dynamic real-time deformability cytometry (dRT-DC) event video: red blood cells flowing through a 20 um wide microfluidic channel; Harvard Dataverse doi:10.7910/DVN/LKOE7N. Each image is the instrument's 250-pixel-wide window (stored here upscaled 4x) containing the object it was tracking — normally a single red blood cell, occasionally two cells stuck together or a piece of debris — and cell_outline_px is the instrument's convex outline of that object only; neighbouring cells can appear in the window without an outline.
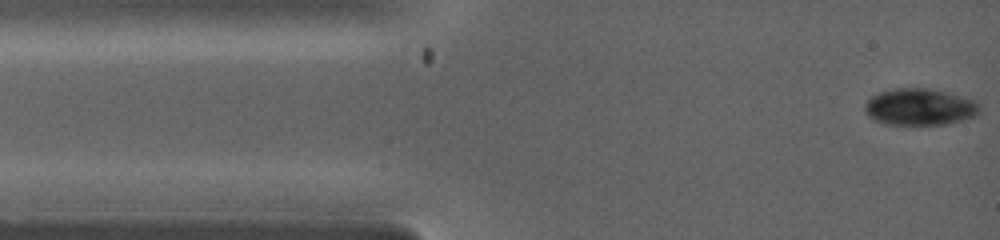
{"species": "common noctule bat (a hibernating species)", "species_latin": "Nyctalus noctula", "temperature_condition": "warm", "stored_images_in_passage": 10, "camera_frame_rate_fps": 5000, "um_per_image_px": 0.085, "animal": {"sex": "female", "body_mass_g": 19.0, "forearm_length_mm": 53.3}, "frame": {"image": 1, "passage_image": 1, "time_ms": 0.0, "image_size_px": [1000, 240], "cell_outline_px": [[980, 112], [976, 116], [964, 120], [944, 124], [888, 124], [872, 120], [864, 112], [864, 104], [872, 96], [880, 92], [896, 88], [928, 88], [964, 96], [976, 100], [980, 104]], "centroid_in_image_um": [78.2, 9.09], "position_along_channel_um": 6.8, "area_um2": 24.8}}
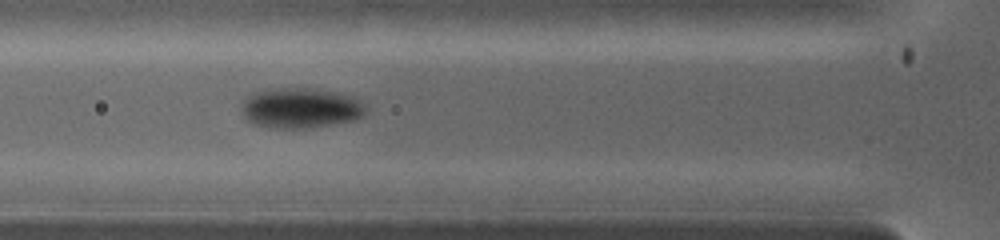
{"frame": {"image": 2, "passage_image": 7, "time_ms": 2.8, "image_size_px": [1000, 240], "cell_outline_px": [[364, 112], [360, 116], [352, 120], [332, 124], [304, 128], [272, 128], [252, 124], [244, 116], [244, 100], [252, 92], [280, 88], [300, 88], [332, 92], [352, 96], [364, 108]], "centroid_in_image_um": [25.48, 9.19], "position_along_channel_um": 100.3, "area_um2": 28.26}}
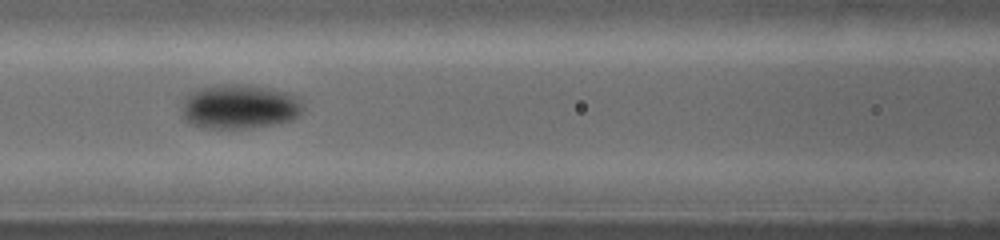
{"frame": {"image": 3, "passage_image": 9, "time_ms": 3.6, "image_size_px": [1000, 240], "cell_outline_px": [[304, 104], [300, 116], [292, 120], [252, 128], [204, 128], [192, 124], [184, 120], [184, 100], [192, 92], [200, 88], [216, 84], [248, 84], [268, 88], [284, 92], [296, 96]], "centroid_in_image_um": [20.39, 9.06], "position_along_channel_um": 146.2, "area_um2": 31.33}}